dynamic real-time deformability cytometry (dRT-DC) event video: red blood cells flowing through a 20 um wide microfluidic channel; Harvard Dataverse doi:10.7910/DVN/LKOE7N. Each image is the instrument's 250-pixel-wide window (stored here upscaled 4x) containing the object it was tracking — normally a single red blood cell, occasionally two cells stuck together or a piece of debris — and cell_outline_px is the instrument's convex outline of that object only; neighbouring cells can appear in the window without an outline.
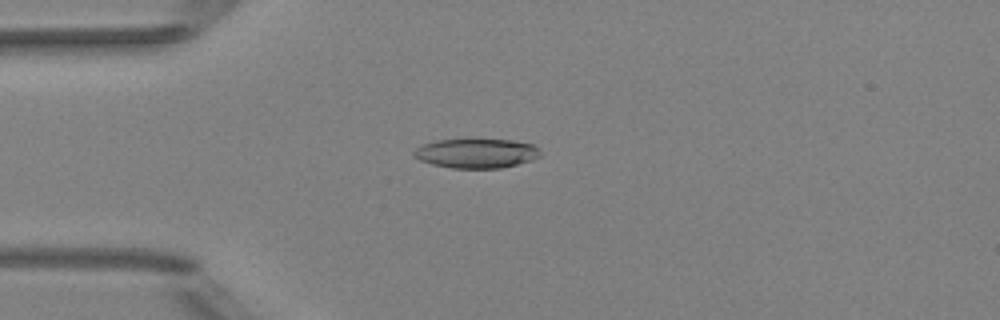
{"species": "Egyptian fruit bat (a non-hibernating species)", "species_latin": "Rousettus aegyptiacus", "temperature_condition": "room temperature", "stored_images_in_passage": 4, "camera_frame_rate_fps": 3000, "um_per_image_px": 0.085, "animal": {"sex": "female"}, "frame": {"image": 1, "passage_image": 4, "time_ms": 1.0, "image_size_px": [1000, 320], "cell_outline_px": [[540, 156], [532, 160], [500, 168], [452, 168], [432, 164], [420, 160], [412, 156], [412, 152], [416, 148], [424, 144], [436, 140], [472, 136], [512, 140], [536, 144], [540, 148]], "centroid_in_image_um": [40.49, 12.97], "position_along_channel_um": 44.5, "area_um2": 22.77}}